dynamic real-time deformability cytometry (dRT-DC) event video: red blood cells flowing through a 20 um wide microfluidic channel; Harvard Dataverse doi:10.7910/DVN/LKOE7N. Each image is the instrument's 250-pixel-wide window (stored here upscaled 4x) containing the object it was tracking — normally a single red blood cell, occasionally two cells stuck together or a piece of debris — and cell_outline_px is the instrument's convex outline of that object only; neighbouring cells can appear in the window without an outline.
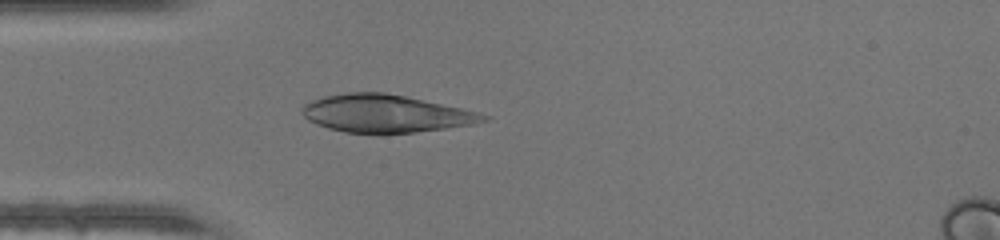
{"species": "human", "species_latin": "Homo sapiens", "temperature_condition": "warm", "stored_images_in_passage": 37, "camera_frame_rate_fps": 3000, "um_per_image_px": 0.085, "donor": {"sex": "male"}, "frame": {"image": 1, "passage_image": 8, "time_ms": 2.333, "image_size_px": [1000, 240], "cell_outline_px": [[492, 116], [488, 120], [472, 124], [416, 132], [380, 136], [376, 136], [344, 132], [328, 128], [316, 124], [308, 120], [300, 112], [300, 108], [304, 104], [312, 100], [324, 96], [344, 92], [384, 92], [404, 96], [480, 112]], "centroid_in_image_um": [32.73, 9.68], "position_along_channel_um": 52.3, "area_um2": 40.58}}
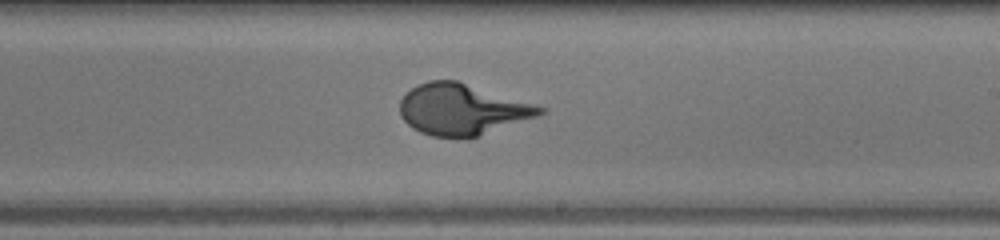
{"frame": {"image": 2, "passage_image": 22, "time_ms": 7.0, "image_size_px": [1000, 240], "cell_outline_px": [[548, 108], [540, 116], [468, 140], [432, 136], [420, 132], [412, 128], [400, 116], [400, 100], [416, 84], [428, 80], [456, 80]], "centroid_in_image_um": [39.3, 9.33], "position_along_channel_um": 249.7, "area_um2": 42.25}}
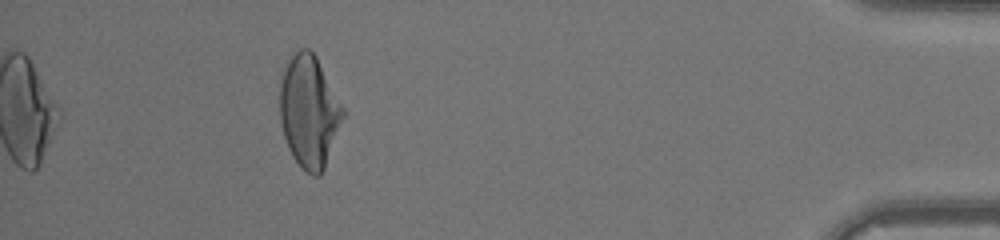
{"frame": {"image": 3, "passage_image": 37, "time_ms": 12.0, "image_size_px": [1000, 240], "cell_outline_px": [[348, 112], [324, 168], [320, 176], [312, 176], [300, 168], [292, 156], [288, 148], [284, 136], [280, 120], [280, 84], [284, 68], [288, 60], [300, 48], [308, 48], [316, 56]], "centroid_in_image_um": [26.32, 9.5], "position_along_channel_um": 408.9, "area_um2": 41.96}}